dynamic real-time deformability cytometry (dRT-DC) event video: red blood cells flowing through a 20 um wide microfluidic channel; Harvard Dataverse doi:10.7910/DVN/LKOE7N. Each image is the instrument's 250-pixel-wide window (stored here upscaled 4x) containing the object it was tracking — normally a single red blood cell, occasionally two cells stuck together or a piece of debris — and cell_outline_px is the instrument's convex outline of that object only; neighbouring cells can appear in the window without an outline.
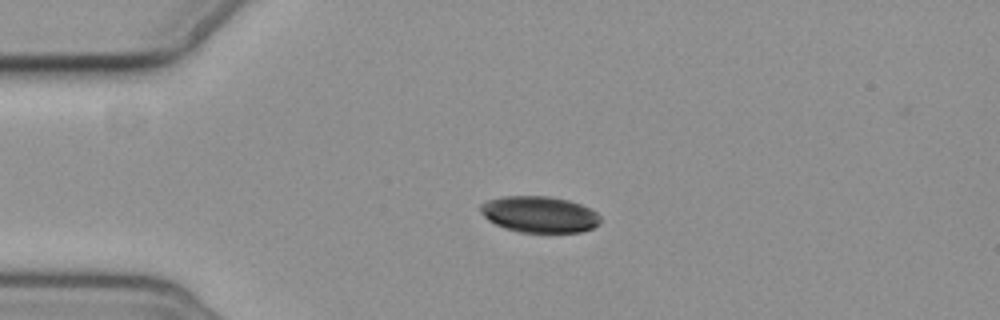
{"species": "common noctule bat (a hibernating species)", "species_latin": "Nyctalus noctula", "temperature_condition": "cold", "stored_images_in_passage": 2, "camera_frame_rate_fps": 3000, "um_per_image_px": 0.085, "animal": {"sex": "female", "body_mass_g": 19.3, "forearm_length_mm": 54.1}, "frame": {"image": 1, "passage_image": 1, "time_ms": 0.0, "image_size_px": [1000, 320], "cell_outline_px": [[600, 224], [592, 228], [580, 232], [520, 232], [504, 228], [488, 220], [480, 212], [480, 204], [488, 200], [504, 196], [552, 196], [568, 200], [592, 208], [600, 216]], "centroid_in_image_um": [45.86, 18.21], "position_along_channel_um": 39.1, "area_um2": 25.49}}